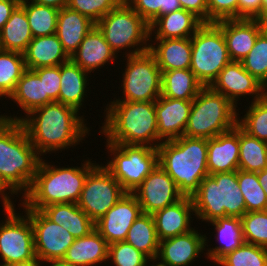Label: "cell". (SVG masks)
<instances>
[{
    "label": "cell",
    "instance_id": "6da1fadb",
    "mask_svg": "<svg viewBox=\"0 0 267 266\" xmlns=\"http://www.w3.org/2000/svg\"><path fill=\"white\" fill-rule=\"evenodd\" d=\"M78 113L70 106L53 102L36 108L28 115L24 113L23 117L4 113L0 118L20 121L37 153L45 156L79 145L82 140L85 141L87 134L89 136L87 119Z\"/></svg>",
    "mask_w": 267,
    "mask_h": 266
},
{
    "label": "cell",
    "instance_id": "7a4b0ae2",
    "mask_svg": "<svg viewBox=\"0 0 267 266\" xmlns=\"http://www.w3.org/2000/svg\"><path fill=\"white\" fill-rule=\"evenodd\" d=\"M91 160L81 162V167H58L42 157L30 189L21 196L20 207L42 210L51 204L77 203L88 173L98 164Z\"/></svg>",
    "mask_w": 267,
    "mask_h": 266
},
{
    "label": "cell",
    "instance_id": "3957f363",
    "mask_svg": "<svg viewBox=\"0 0 267 266\" xmlns=\"http://www.w3.org/2000/svg\"><path fill=\"white\" fill-rule=\"evenodd\" d=\"M105 109L100 133L105 135L106 141L112 144L158 147L155 101L114 99Z\"/></svg>",
    "mask_w": 267,
    "mask_h": 266
},
{
    "label": "cell",
    "instance_id": "277c9868",
    "mask_svg": "<svg viewBox=\"0 0 267 266\" xmlns=\"http://www.w3.org/2000/svg\"><path fill=\"white\" fill-rule=\"evenodd\" d=\"M158 164L174 180L183 196L191 197L209 175L208 139L181 136L158 147Z\"/></svg>",
    "mask_w": 267,
    "mask_h": 266
},
{
    "label": "cell",
    "instance_id": "5b68a950",
    "mask_svg": "<svg viewBox=\"0 0 267 266\" xmlns=\"http://www.w3.org/2000/svg\"><path fill=\"white\" fill-rule=\"evenodd\" d=\"M41 159L22 123L0 118V174L18 194L30 189Z\"/></svg>",
    "mask_w": 267,
    "mask_h": 266
},
{
    "label": "cell",
    "instance_id": "8992f818",
    "mask_svg": "<svg viewBox=\"0 0 267 266\" xmlns=\"http://www.w3.org/2000/svg\"><path fill=\"white\" fill-rule=\"evenodd\" d=\"M191 199L195 217L204 222L228 216L241 218L246 213L237 171L206 176Z\"/></svg>",
    "mask_w": 267,
    "mask_h": 266
},
{
    "label": "cell",
    "instance_id": "52a82bcc",
    "mask_svg": "<svg viewBox=\"0 0 267 266\" xmlns=\"http://www.w3.org/2000/svg\"><path fill=\"white\" fill-rule=\"evenodd\" d=\"M236 108L223 94L204 86L192 100L184 136L210 139L230 131L237 125Z\"/></svg>",
    "mask_w": 267,
    "mask_h": 266
},
{
    "label": "cell",
    "instance_id": "ba28073f",
    "mask_svg": "<svg viewBox=\"0 0 267 266\" xmlns=\"http://www.w3.org/2000/svg\"><path fill=\"white\" fill-rule=\"evenodd\" d=\"M96 26L116 54L126 50V56H130L149 50V24L125 0L102 17Z\"/></svg>",
    "mask_w": 267,
    "mask_h": 266
},
{
    "label": "cell",
    "instance_id": "9c48e42d",
    "mask_svg": "<svg viewBox=\"0 0 267 266\" xmlns=\"http://www.w3.org/2000/svg\"><path fill=\"white\" fill-rule=\"evenodd\" d=\"M106 142L112 158L105 167L126 192L133 193L158 165L157 148Z\"/></svg>",
    "mask_w": 267,
    "mask_h": 266
},
{
    "label": "cell",
    "instance_id": "30bf717a",
    "mask_svg": "<svg viewBox=\"0 0 267 266\" xmlns=\"http://www.w3.org/2000/svg\"><path fill=\"white\" fill-rule=\"evenodd\" d=\"M191 44L190 70L203 86H210L231 62L223 32L215 23H204L191 36Z\"/></svg>",
    "mask_w": 267,
    "mask_h": 266
},
{
    "label": "cell",
    "instance_id": "8fae6325",
    "mask_svg": "<svg viewBox=\"0 0 267 266\" xmlns=\"http://www.w3.org/2000/svg\"><path fill=\"white\" fill-rule=\"evenodd\" d=\"M126 69L122 74V101H156L161 96L162 73L155 56L146 52L125 56Z\"/></svg>",
    "mask_w": 267,
    "mask_h": 266
},
{
    "label": "cell",
    "instance_id": "7c38bea8",
    "mask_svg": "<svg viewBox=\"0 0 267 266\" xmlns=\"http://www.w3.org/2000/svg\"><path fill=\"white\" fill-rule=\"evenodd\" d=\"M6 217L0 222V266L38 259L35 253L34 231L29 217L16 213L15 206L3 208ZM5 221V222H4Z\"/></svg>",
    "mask_w": 267,
    "mask_h": 266
},
{
    "label": "cell",
    "instance_id": "4fadbf2b",
    "mask_svg": "<svg viewBox=\"0 0 267 266\" xmlns=\"http://www.w3.org/2000/svg\"><path fill=\"white\" fill-rule=\"evenodd\" d=\"M126 193L104 164H97L88 173L76 204L95 223Z\"/></svg>",
    "mask_w": 267,
    "mask_h": 266
},
{
    "label": "cell",
    "instance_id": "5bb4252c",
    "mask_svg": "<svg viewBox=\"0 0 267 266\" xmlns=\"http://www.w3.org/2000/svg\"><path fill=\"white\" fill-rule=\"evenodd\" d=\"M23 210L33 226L36 257L43 264L62 260L76 238L63 226L51 221L41 210Z\"/></svg>",
    "mask_w": 267,
    "mask_h": 266
},
{
    "label": "cell",
    "instance_id": "9a60e30c",
    "mask_svg": "<svg viewBox=\"0 0 267 266\" xmlns=\"http://www.w3.org/2000/svg\"><path fill=\"white\" fill-rule=\"evenodd\" d=\"M133 194L146 214H153L184 197L174 180L159 164Z\"/></svg>",
    "mask_w": 267,
    "mask_h": 266
},
{
    "label": "cell",
    "instance_id": "2e32d148",
    "mask_svg": "<svg viewBox=\"0 0 267 266\" xmlns=\"http://www.w3.org/2000/svg\"><path fill=\"white\" fill-rule=\"evenodd\" d=\"M210 87L223 94L236 107L241 96H252V102H254L267 94V88L246 71L241 62L237 61L227 64Z\"/></svg>",
    "mask_w": 267,
    "mask_h": 266
},
{
    "label": "cell",
    "instance_id": "e0dca14e",
    "mask_svg": "<svg viewBox=\"0 0 267 266\" xmlns=\"http://www.w3.org/2000/svg\"><path fill=\"white\" fill-rule=\"evenodd\" d=\"M142 213L136 196L127 192L95 222V229L108 245L125 241L128 230Z\"/></svg>",
    "mask_w": 267,
    "mask_h": 266
},
{
    "label": "cell",
    "instance_id": "ac0fdd59",
    "mask_svg": "<svg viewBox=\"0 0 267 266\" xmlns=\"http://www.w3.org/2000/svg\"><path fill=\"white\" fill-rule=\"evenodd\" d=\"M207 241L206 234L196 229L161 240L155 262L159 261L162 266H189L210 246Z\"/></svg>",
    "mask_w": 267,
    "mask_h": 266
},
{
    "label": "cell",
    "instance_id": "d6986e66",
    "mask_svg": "<svg viewBox=\"0 0 267 266\" xmlns=\"http://www.w3.org/2000/svg\"><path fill=\"white\" fill-rule=\"evenodd\" d=\"M222 30L231 61H242L263 31L258 19H226L215 22Z\"/></svg>",
    "mask_w": 267,
    "mask_h": 266
},
{
    "label": "cell",
    "instance_id": "ffe728a7",
    "mask_svg": "<svg viewBox=\"0 0 267 266\" xmlns=\"http://www.w3.org/2000/svg\"><path fill=\"white\" fill-rule=\"evenodd\" d=\"M192 108V100H179L160 96L155 101L158 126V146L163 141L184 135Z\"/></svg>",
    "mask_w": 267,
    "mask_h": 266
},
{
    "label": "cell",
    "instance_id": "44dd1931",
    "mask_svg": "<svg viewBox=\"0 0 267 266\" xmlns=\"http://www.w3.org/2000/svg\"><path fill=\"white\" fill-rule=\"evenodd\" d=\"M239 126L208 139L207 166L209 175L239 169Z\"/></svg>",
    "mask_w": 267,
    "mask_h": 266
},
{
    "label": "cell",
    "instance_id": "7402d4cb",
    "mask_svg": "<svg viewBox=\"0 0 267 266\" xmlns=\"http://www.w3.org/2000/svg\"><path fill=\"white\" fill-rule=\"evenodd\" d=\"M118 56L120 55L115 53L105 41L103 33L95 25L85 36L79 48L71 55L70 60L85 72L91 73L101 69L106 63L107 65L114 63Z\"/></svg>",
    "mask_w": 267,
    "mask_h": 266
},
{
    "label": "cell",
    "instance_id": "603a6c76",
    "mask_svg": "<svg viewBox=\"0 0 267 266\" xmlns=\"http://www.w3.org/2000/svg\"><path fill=\"white\" fill-rule=\"evenodd\" d=\"M194 212L191 197L184 196L177 202L153 213L159 241L193 230L191 216H195Z\"/></svg>",
    "mask_w": 267,
    "mask_h": 266
},
{
    "label": "cell",
    "instance_id": "cb8c5ba5",
    "mask_svg": "<svg viewBox=\"0 0 267 266\" xmlns=\"http://www.w3.org/2000/svg\"><path fill=\"white\" fill-rule=\"evenodd\" d=\"M203 24L204 23L193 13L182 8L178 9L158 17L149 26L150 42L153 36L155 39L189 38L194 35Z\"/></svg>",
    "mask_w": 267,
    "mask_h": 266
},
{
    "label": "cell",
    "instance_id": "d4e9b609",
    "mask_svg": "<svg viewBox=\"0 0 267 266\" xmlns=\"http://www.w3.org/2000/svg\"><path fill=\"white\" fill-rule=\"evenodd\" d=\"M95 25L96 23L89 17L67 6L59 10L56 35L69 57L79 48L85 36Z\"/></svg>",
    "mask_w": 267,
    "mask_h": 266
},
{
    "label": "cell",
    "instance_id": "484cf974",
    "mask_svg": "<svg viewBox=\"0 0 267 266\" xmlns=\"http://www.w3.org/2000/svg\"><path fill=\"white\" fill-rule=\"evenodd\" d=\"M154 40L153 44L150 43L149 51L155 56L161 73L163 71L190 68L192 56L191 37Z\"/></svg>",
    "mask_w": 267,
    "mask_h": 266
},
{
    "label": "cell",
    "instance_id": "4316f807",
    "mask_svg": "<svg viewBox=\"0 0 267 266\" xmlns=\"http://www.w3.org/2000/svg\"><path fill=\"white\" fill-rule=\"evenodd\" d=\"M26 69L59 66L70 60L56 34L34 37L23 53Z\"/></svg>",
    "mask_w": 267,
    "mask_h": 266
},
{
    "label": "cell",
    "instance_id": "83f0119b",
    "mask_svg": "<svg viewBox=\"0 0 267 266\" xmlns=\"http://www.w3.org/2000/svg\"><path fill=\"white\" fill-rule=\"evenodd\" d=\"M62 261L72 266H98L108 261V244L95 229L87 236L76 238Z\"/></svg>",
    "mask_w": 267,
    "mask_h": 266
},
{
    "label": "cell",
    "instance_id": "f1b7e54d",
    "mask_svg": "<svg viewBox=\"0 0 267 266\" xmlns=\"http://www.w3.org/2000/svg\"><path fill=\"white\" fill-rule=\"evenodd\" d=\"M88 74L90 73L85 72L71 60L61 64L59 103L70 106L80 112L85 95L87 97V89H89L87 87L89 85Z\"/></svg>",
    "mask_w": 267,
    "mask_h": 266
},
{
    "label": "cell",
    "instance_id": "f546056e",
    "mask_svg": "<svg viewBox=\"0 0 267 266\" xmlns=\"http://www.w3.org/2000/svg\"><path fill=\"white\" fill-rule=\"evenodd\" d=\"M41 211L75 238L87 236L95 230V223L76 203L51 204Z\"/></svg>",
    "mask_w": 267,
    "mask_h": 266
},
{
    "label": "cell",
    "instance_id": "4dcf8cb0",
    "mask_svg": "<svg viewBox=\"0 0 267 266\" xmlns=\"http://www.w3.org/2000/svg\"><path fill=\"white\" fill-rule=\"evenodd\" d=\"M216 232L215 239L219 242L214 248H207L206 258L217 263L223 256L234 251L244 243L241 219L239 217H222L209 221Z\"/></svg>",
    "mask_w": 267,
    "mask_h": 266
},
{
    "label": "cell",
    "instance_id": "1f68e13d",
    "mask_svg": "<svg viewBox=\"0 0 267 266\" xmlns=\"http://www.w3.org/2000/svg\"><path fill=\"white\" fill-rule=\"evenodd\" d=\"M32 39L25 9L19 4L0 31V49L24 53Z\"/></svg>",
    "mask_w": 267,
    "mask_h": 266
},
{
    "label": "cell",
    "instance_id": "d6a6232c",
    "mask_svg": "<svg viewBox=\"0 0 267 266\" xmlns=\"http://www.w3.org/2000/svg\"><path fill=\"white\" fill-rule=\"evenodd\" d=\"M203 87L190 68L162 72L161 96L163 97L193 100Z\"/></svg>",
    "mask_w": 267,
    "mask_h": 266
},
{
    "label": "cell",
    "instance_id": "836d02e7",
    "mask_svg": "<svg viewBox=\"0 0 267 266\" xmlns=\"http://www.w3.org/2000/svg\"><path fill=\"white\" fill-rule=\"evenodd\" d=\"M8 99L18 104L27 115L38 107L44 106L43 79L33 71L26 69L17 81L15 90Z\"/></svg>",
    "mask_w": 267,
    "mask_h": 266
},
{
    "label": "cell",
    "instance_id": "e575fe53",
    "mask_svg": "<svg viewBox=\"0 0 267 266\" xmlns=\"http://www.w3.org/2000/svg\"><path fill=\"white\" fill-rule=\"evenodd\" d=\"M125 242L134 246L145 254L151 261H155L159 239L152 214L142 213L128 230Z\"/></svg>",
    "mask_w": 267,
    "mask_h": 266
},
{
    "label": "cell",
    "instance_id": "d590c367",
    "mask_svg": "<svg viewBox=\"0 0 267 266\" xmlns=\"http://www.w3.org/2000/svg\"><path fill=\"white\" fill-rule=\"evenodd\" d=\"M239 170L257 173L267 167V142L252 137L239 127Z\"/></svg>",
    "mask_w": 267,
    "mask_h": 266
},
{
    "label": "cell",
    "instance_id": "8d00e7d4",
    "mask_svg": "<svg viewBox=\"0 0 267 266\" xmlns=\"http://www.w3.org/2000/svg\"><path fill=\"white\" fill-rule=\"evenodd\" d=\"M21 5L25 9L33 38L56 34L59 9L29 0Z\"/></svg>",
    "mask_w": 267,
    "mask_h": 266
},
{
    "label": "cell",
    "instance_id": "74e56055",
    "mask_svg": "<svg viewBox=\"0 0 267 266\" xmlns=\"http://www.w3.org/2000/svg\"><path fill=\"white\" fill-rule=\"evenodd\" d=\"M25 70L23 53L0 49V99L9 98Z\"/></svg>",
    "mask_w": 267,
    "mask_h": 266
},
{
    "label": "cell",
    "instance_id": "f35d334b",
    "mask_svg": "<svg viewBox=\"0 0 267 266\" xmlns=\"http://www.w3.org/2000/svg\"><path fill=\"white\" fill-rule=\"evenodd\" d=\"M245 115L237 118V125L252 137L267 142V94L246 107Z\"/></svg>",
    "mask_w": 267,
    "mask_h": 266
},
{
    "label": "cell",
    "instance_id": "ab89813d",
    "mask_svg": "<svg viewBox=\"0 0 267 266\" xmlns=\"http://www.w3.org/2000/svg\"><path fill=\"white\" fill-rule=\"evenodd\" d=\"M237 181L246 204V212L267 210V197L257 173L237 170Z\"/></svg>",
    "mask_w": 267,
    "mask_h": 266
},
{
    "label": "cell",
    "instance_id": "60d3db41",
    "mask_svg": "<svg viewBox=\"0 0 267 266\" xmlns=\"http://www.w3.org/2000/svg\"><path fill=\"white\" fill-rule=\"evenodd\" d=\"M218 266H267V248L242 243L234 251L223 256Z\"/></svg>",
    "mask_w": 267,
    "mask_h": 266
},
{
    "label": "cell",
    "instance_id": "b9f144b4",
    "mask_svg": "<svg viewBox=\"0 0 267 266\" xmlns=\"http://www.w3.org/2000/svg\"><path fill=\"white\" fill-rule=\"evenodd\" d=\"M243 68L267 88V33L263 30L253 48L240 61Z\"/></svg>",
    "mask_w": 267,
    "mask_h": 266
},
{
    "label": "cell",
    "instance_id": "7bdbcfd3",
    "mask_svg": "<svg viewBox=\"0 0 267 266\" xmlns=\"http://www.w3.org/2000/svg\"><path fill=\"white\" fill-rule=\"evenodd\" d=\"M240 219L244 242L267 248V210L246 212Z\"/></svg>",
    "mask_w": 267,
    "mask_h": 266
},
{
    "label": "cell",
    "instance_id": "ee69618b",
    "mask_svg": "<svg viewBox=\"0 0 267 266\" xmlns=\"http://www.w3.org/2000/svg\"><path fill=\"white\" fill-rule=\"evenodd\" d=\"M149 26L160 16L181 9L179 0H125Z\"/></svg>",
    "mask_w": 267,
    "mask_h": 266
},
{
    "label": "cell",
    "instance_id": "f6af8a7d",
    "mask_svg": "<svg viewBox=\"0 0 267 266\" xmlns=\"http://www.w3.org/2000/svg\"><path fill=\"white\" fill-rule=\"evenodd\" d=\"M114 266H147L151 260L125 241L108 245V262Z\"/></svg>",
    "mask_w": 267,
    "mask_h": 266
},
{
    "label": "cell",
    "instance_id": "bcb514c9",
    "mask_svg": "<svg viewBox=\"0 0 267 266\" xmlns=\"http://www.w3.org/2000/svg\"><path fill=\"white\" fill-rule=\"evenodd\" d=\"M124 0H69L67 7L78 11L97 23L108 12L119 6Z\"/></svg>",
    "mask_w": 267,
    "mask_h": 266
},
{
    "label": "cell",
    "instance_id": "7dc6e473",
    "mask_svg": "<svg viewBox=\"0 0 267 266\" xmlns=\"http://www.w3.org/2000/svg\"><path fill=\"white\" fill-rule=\"evenodd\" d=\"M40 79H43L44 105L59 102L60 92V65L40 67L33 70Z\"/></svg>",
    "mask_w": 267,
    "mask_h": 266
},
{
    "label": "cell",
    "instance_id": "c3c4849f",
    "mask_svg": "<svg viewBox=\"0 0 267 266\" xmlns=\"http://www.w3.org/2000/svg\"><path fill=\"white\" fill-rule=\"evenodd\" d=\"M208 23L238 19V0H207Z\"/></svg>",
    "mask_w": 267,
    "mask_h": 266
},
{
    "label": "cell",
    "instance_id": "681fc988",
    "mask_svg": "<svg viewBox=\"0 0 267 266\" xmlns=\"http://www.w3.org/2000/svg\"><path fill=\"white\" fill-rule=\"evenodd\" d=\"M261 0H238V19L261 20Z\"/></svg>",
    "mask_w": 267,
    "mask_h": 266
},
{
    "label": "cell",
    "instance_id": "f907efd6",
    "mask_svg": "<svg viewBox=\"0 0 267 266\" xmlns=\"http://www.w3.org/2000/svg\"><path fill=\"white\" fill-rule=\"evenodd\" d=\"M181 8L193 13L203 23H208L207 0H179Z\"/></svg>",
    "mask_w": 267,
    "mask_h": 266
},
{
    "label": "cell",
    "instance_id": "816d5d0a",
    "mask_svg": "<svg viewBox=\"0 0 267 266\" xmlns=\"http://www.w3.org/2000/svg\"><path fill=\"white\" fill-rule=\"evenodd\" d=\"M18 5L19 3L15 0H0V31Z\"/></svg>",
    "mask_w": 267,
    "mask_h": 266
},
{
    "label": "cell",
    "instance_id": "f5cc1de1",
    "mask_svg": "<svg viewBox=\"0 0 267 266\" xmlns=\"http://www.w3.org/2000/svg\"><path fill=\"white\" fill-rule=\"evenodd\" d=\"M8 194L11 195L9 196ZM0 195L3 207L14 206L13 200L10 199L12 195H17V197H19L18 193L2 178L1 174H0Z\"/></svg>",
    "mask_w": 267,
    "mask_h": 266
},
{
    "label": "cell",
    "instance_id": "db71d44e",
    "mask_svg": "<svg viewBox=\"0 0 267 266\" xmlns=\"http://www.w3.org/2000/svg\"><path fill=\"white\" fill-rule=\"evenodd\" d=\"M33 3L50 6L56 9H62L68 5L69 0H30Z\"/></svg>",
    "mask_w": 267,
    "mask_h": 266
},
{
    "label": "cell",
    "instance_id": "11a10c76",
    "mask_svg": "<svg viewBox=\"0 0 267 266\" xmlns=\"http://www.w3.org/2000/svg\"><path fill=\"white\" fill-rule=\"evenodd\" d=\"M46 266L39 259H30L25 261H19L15 263H11L8 266Z\"/></svg>",
    "mask_w": 267,
    "mask_h": 266
},
{
    "label": "cell",
    "instance_id": "9f6ffc18",
    "mask_svg": "<svg viewBox=\"0 0 267 266\" xmlns=\"http://www.w3.org/2000/svg\"><path fill=\"white\" fill-rule=\"evenodd\" d=\"M257 177L267 197V167L260 172H257Z\"/></svg>",
    "mask_w": 267,
    "mask_h": 266
},
{
    "label": "cell",
    "instance_id": "6f0895ef",
    "mask_svg": "<svg viewBox=\"0 0 267 266\" xmlns=\"http://www.w3.org/2000/svg\"><path fill=\"white\" fill-rule=\"evenodd\" d=\"M262 1V8H261V20L267 15V0Z\"/></svg>",
    "mask_w": 267,
    "mask_h": 266
},
{
    "label": "cell",
    "instance_id": "680465c9",
    "mask_svg": "<svg viewBox=\"0 0 267 266\" xmlns=\"http://www.w3.org/2000/svg\"><path fill=\"white\" fill-rule=\"evenodd\" d=\"M47 266H72V265L67 264V263L63 262L62 260H60V261H52V262H49L47 264Z\"/></svg>",
    "mask_w": 267,
    "mask_h": 266
},
{
    "label": "cell",
    "instance_id": "91938a15",
    "mask_svg": "<svg viewBox=\"0 0 267 266\" xmlns=\"http://www.w3.org/2000/svg\"><path fill=\"white\" fill-rule=\"evenodd\" d=\"M263 30L267 33V15L261 20Z\"/></svg>",
    "mask_w": 267,
    "mask_h": 266
},
{
    "label": "cell",
    "instance_id": "94428289",
    "mask_svg": "<svg viewBox=\"0 0 267 266\" xmlns=\"http://www.w3.org/2000/svg\"><path fill=\"white\" fill-rule=\"evenodd\" d=\"M152 262V264L150 265V266H162V265H160L159 263H155V261H151ZM155 264V265H154ZM147 266H149V265H147Z\"/></svg>",
    "mask_w": 267,
    "mask_h": 266
},
{
    "label": "cell",
    "instance_id": "6125c7cd",
    "mask_svg": "<svg viewBox=\"0 0 267 266\" xmlns=\"http://www.w3.org/2000/svg\"><path fill=\"white\" fill-rule=\"evenodd\" d=\"M16 2H18L19 4H22L25 0H15Z\"/></svg>",
    "mask_w": 267,
    "mask_h": 266
}]
</instances>
